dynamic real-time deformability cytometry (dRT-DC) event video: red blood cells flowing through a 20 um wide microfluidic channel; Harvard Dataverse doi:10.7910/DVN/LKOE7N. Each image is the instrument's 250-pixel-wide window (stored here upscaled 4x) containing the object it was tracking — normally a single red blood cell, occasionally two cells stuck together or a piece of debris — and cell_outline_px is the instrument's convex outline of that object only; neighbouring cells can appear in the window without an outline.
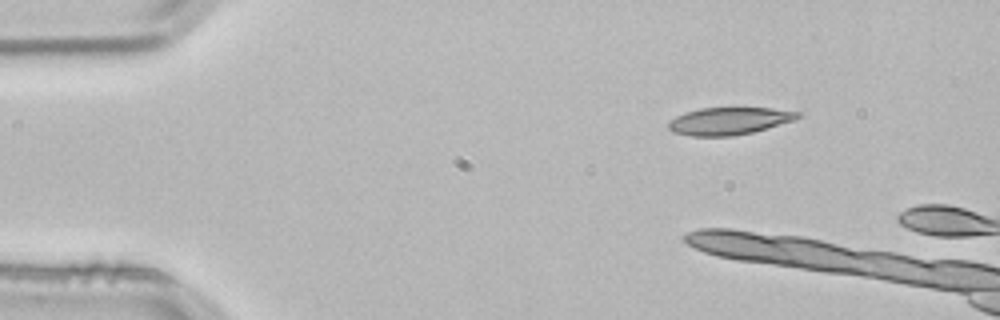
{"species": "common noctule bat (a hibernating species)", "species_latin": "Nyctalus noctula", "temperature_condition": "room temperature", "stored_images_in_passage": 4, "camera_frame_rate_fps": 3000, "um_per_image_px": 0.085, "animal": {"sex": "male", "body_mass_g": 21.5, "forearm_length_mm": 52.0}, "frame": {"image": 1, "passage_image": 1, "time_ms": 0.0, "image_size_px": [1000, 320], "cell_outline_px": [[800, 116], [796, 120], [752, 132], [732, 136], [692, 136], [672, 132], [668, 128], [668, 120], [684, 112], [700, 108], [772, 108], [800, 112]], "centroid_in_image_um": [61.94, 10.28], "position_along_channel_um": 23.1, "area_um2": 20.69}}